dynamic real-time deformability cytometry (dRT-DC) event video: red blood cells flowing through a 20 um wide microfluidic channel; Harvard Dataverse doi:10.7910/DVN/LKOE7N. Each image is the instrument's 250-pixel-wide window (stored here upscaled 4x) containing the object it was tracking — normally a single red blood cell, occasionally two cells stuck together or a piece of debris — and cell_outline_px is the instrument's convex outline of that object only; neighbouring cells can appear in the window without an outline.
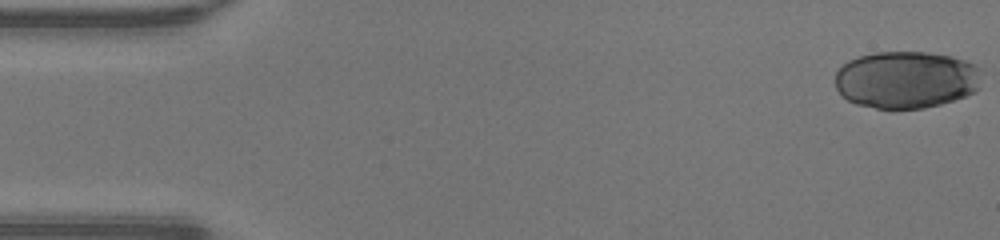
{"species": "human", "species_latin": "Homo sapiens", "temperature_condition": "warm", "stored_images_in_passage": 48, "camera_frame_rate_fps": 3000, "um_per_image_px": 0.085, "donor": {"sex": "male"}, "frame": {"image": 1, "passage_image": 1, "time_ms": 0.0, "image_size_px": [1000, 240], "cell_outline_px": [[980, 88], [976, 92], [940, 104], [924, 108], [876, 108], [856, 104], [840, 96], [836, 88], [836, 72], [848, 60], [860, 56], [876, 52], [928, 52], [952, 56], [976, 64], [980, 68]], "centroid_in_image_um": [77.04, 6.77], "position_along_channel_um": 8.0, "area_um2": 49.13}}
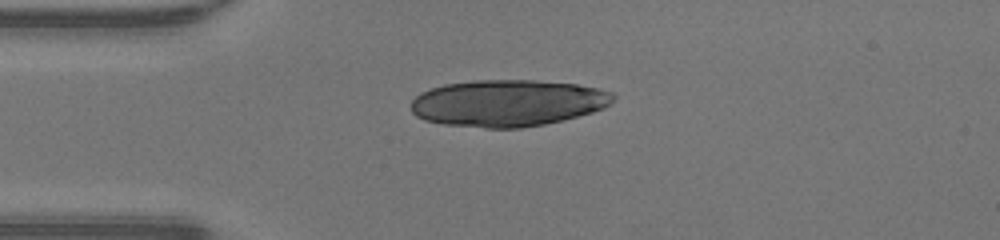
{"frame": {"image": 2, "passage_image": 12, "time_ms": 3.667, "image_size_px": [1000, 240], "cell_outline_px": [[616, 100], [604, 108], [592, 112], [544, 124], [520, 128], [484, 128], [444, 124], [424, 120], [416, 116], [412, 112], [412, 100], [420, 92], [444, 84], [472, 80], [536, 80], [576, 84], [600, 88], [612, 92], [616, 96]], "centroid_in_image_um": [43.17, 8.75], "position_along_channel_um": 41.8, "area_um2": 55.26}}
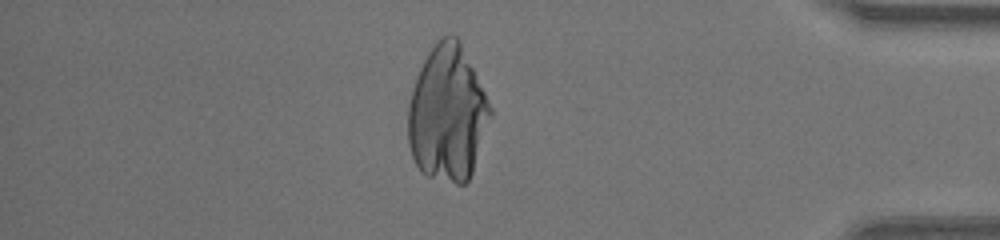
{"frame": {"image": 3, "passage_image": 41, "time_ms": 13.333, "image_size_px": [1000, 240], "cell_outline_px": [[492, 112], [472, 172], [468, 180], [464, 184], [456, 184], [428, 176], [420, 172], [412, 156], [408, 144], [408, 104], [412, 88], [416, 76], [428, 52], [436, 40], [444, 36], [456, 36], [460, 40], [492, 108]], "centroid_in_image_um": [38.01, 9.65], "position_along_channel_um": 397.2, "area_um2": 64.91}}